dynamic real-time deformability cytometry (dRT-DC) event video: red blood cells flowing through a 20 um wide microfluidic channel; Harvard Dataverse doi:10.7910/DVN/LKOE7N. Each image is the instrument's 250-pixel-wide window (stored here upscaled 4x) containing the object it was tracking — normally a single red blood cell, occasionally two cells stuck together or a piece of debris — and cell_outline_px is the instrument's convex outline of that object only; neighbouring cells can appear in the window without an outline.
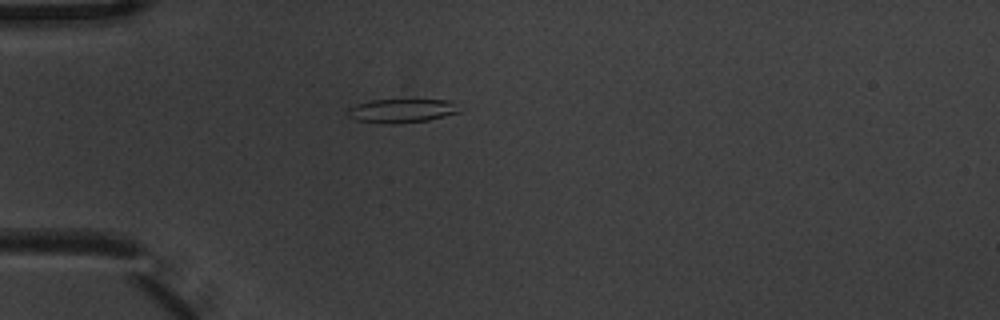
{"species": "common noctule bat (a hibernating species)", "species_latin": "Nyctalus noctula", "temperature_condition": "warm", "stored_images_in_passage": 2, "camera_frame_rate_fps": 3000, "um_per_image_px": 0.085, "animal": {"sex": "male", "body_mass_g": 20.1, "forearm_length_mm": 53.5}, "frame": {"image": 1, "passage_image": 1, "time_ms": 0.0, "image_size_px": [1000, 320], "cell_outline_px": [[460, 112], [428, 120], [392, 124], [388, 124], [356, 120], [348, 116], [348, 108], [356, 104], [368, 100], [452, 100]], "centroid_in_image_um": [34.11, 9.41], "position_along_channel_um": 50.9, "area_um2": 15.37}}